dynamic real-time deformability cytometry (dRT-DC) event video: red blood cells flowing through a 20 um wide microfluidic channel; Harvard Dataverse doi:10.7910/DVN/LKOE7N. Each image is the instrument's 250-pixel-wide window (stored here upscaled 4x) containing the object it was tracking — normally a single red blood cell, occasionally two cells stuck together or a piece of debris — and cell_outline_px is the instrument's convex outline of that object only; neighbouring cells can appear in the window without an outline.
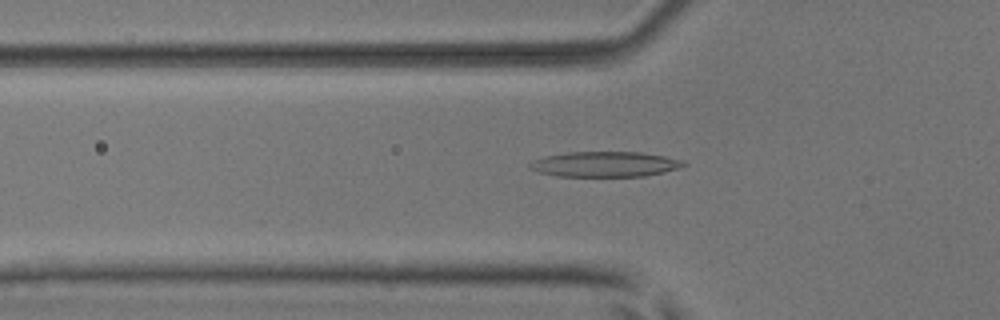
{"species": "common noctule bat (a hibernating species)", "species_latin": "Nyctalus noctula", "temperature_condition": "room temperature", "stored_images_in_passage": 51, "camera_frame_rate_fps": 3000, "um_per_image_px": 0.085, "animal": {"sex": "male", "body_mass_g": 17.9, "forearm_length_mm": 54.2}, "frame": {"image": 1, "passage_image": 18, "time_ms": 5.667, "image_size_px": [1000, 320], "cell_outline_px": [[688, 164], [664, 172], [644, 176], [556, 176], [540, 172], [528, 168], [528, 164], [532, 160], [544, 156], [568, 152], [640, 152], [664, 156], [684, 160]], "centroid_in_image_um": [51.39, 13.95], "position_along_channel_um": 74.4, "area_um2": 22.66}}
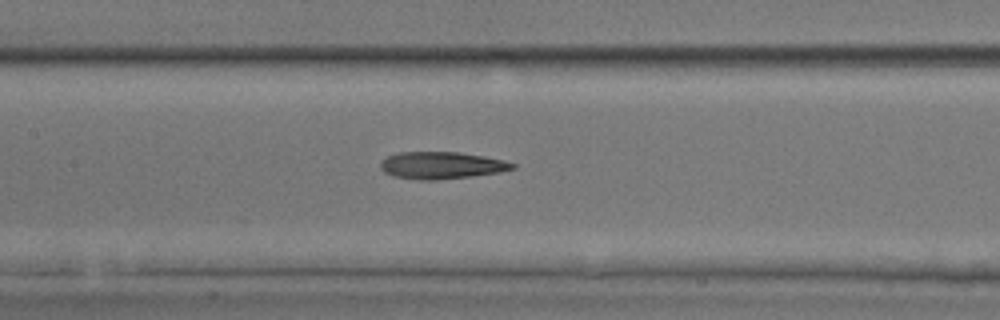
{"frame": {"image": 2, "passage_image": 25, "time_ms": 8.0, "image_size_px": [1000, 320], "cell_outline_px": [[516, 168], [500, 172], [472, 176], [436, 180], [416, 180], [392, 176], [384, 172], [380, 168], [380, 164], [388, 156], [396, 152], [460, 152], [484, 156], [504, 160], [516, 164]], "centroid_in_image_um": [37.53, 14.06], "position_along_channel_um": 169.9, "area_um2": 20.98}}
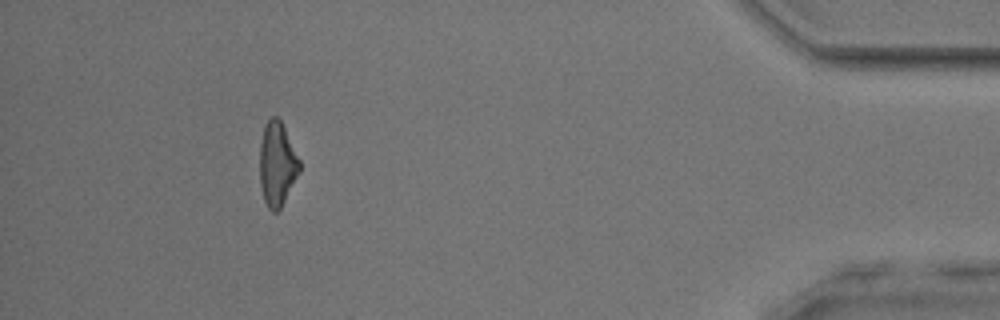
{"frame": {"image": 3, "passage_image": 47, "time_ms": 15.333, "image_size_px": [1000, 320], "cell_outline_px": [[300, 172], [280, 208], [276, 212], [272, 212], [268, 208], [264, 200], [260, 184], [260, 144], [264, 128], [268, 120], [272, 116], [276, 116], [280, 120], [300, 160]], "centroid_in_image_um": [23.55, 13.96], "position_along_channel_um": 411.6, "area_um2": 19.25}, "authors_computed_cell_mechanics": {"area_um2": 21.2704, "velocity_mm_per_s": 4.0798, "shape_relaxation_time_tau1_ms": null, "shape_relaxation_time_tau2_ms": 7.142, "deformation_change_tau1": null, "deformation_change_tau2": 0.2446}}